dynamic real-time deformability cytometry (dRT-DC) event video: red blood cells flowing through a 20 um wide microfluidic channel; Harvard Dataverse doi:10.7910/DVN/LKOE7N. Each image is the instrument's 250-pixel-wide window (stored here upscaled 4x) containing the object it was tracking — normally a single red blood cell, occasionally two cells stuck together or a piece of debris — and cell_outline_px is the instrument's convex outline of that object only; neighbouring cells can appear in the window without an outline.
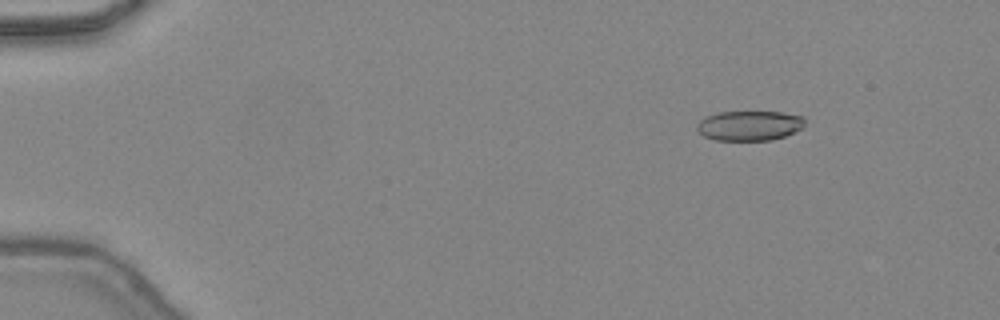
{"species": "common noctule bat (a hibernating species)", "species_latin": "Nyctalus noctula", "temperature_condition": "warm", "stored_images_in_passage": 48, "camera_frame_rate_fps": 3000, "um_per_image_px": 0.085, "animal": {"sex": "female", "body_mass_g": 24.6, "forearm_length_mm": 56.2}, "frame": {"image": 1, "passage_image": 7, "time_ms": 2.0, "image_size_px": [1000, 320], "cell_outline_px": [[804, 124], [800, 128], [784, 136], [772, 140], [716, 140], [704, 136], [696, 128], [696, 124], [704, 116], [720, 112], [784, 112], [804, 116]], "centroid_in_image_um": [63.68, 10.67], "position_along_channel_um": 21.3, "area_um2": 18.73}}
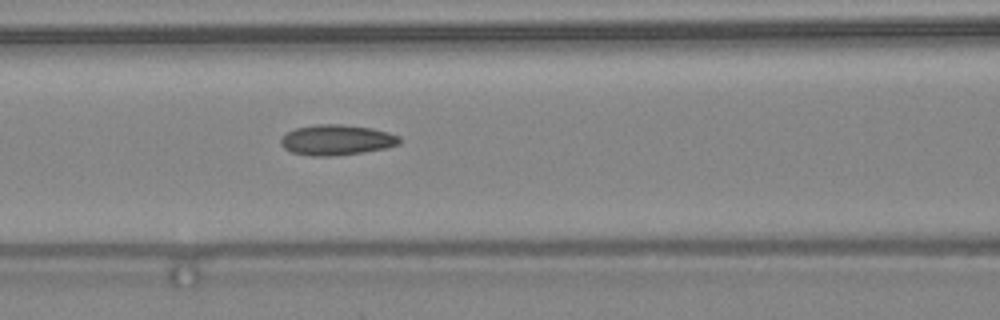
{"frame": {"image": 2, "passage_image": 22, "time_ms": 7.0, "image_size_px": [1000, 320], "cell_outline_px": [[400, 144], [384, 148], [364, 152], [332, 156], [308, 156], [292, 152], [284, 148], [280, 144], [280, 140], [288, 132], [296, 128], [316, 124], [340, 124], [372, 128], [388, 132], [400, 136]], "centroid_in_image_um": [28.61, 11.9], "position_along_channel_um": 138.0, "area_um2": 21.04}}
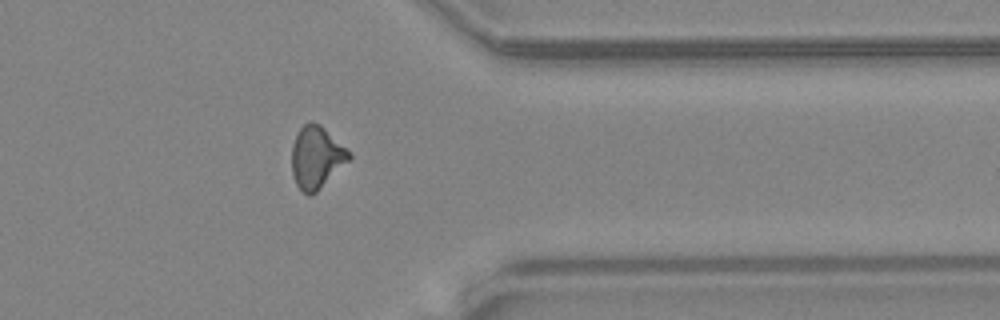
{"frame": {"image": 3, "passage_image": 39, "time_ms": 12.667, "image_size_px": [1000, 320], "cell_outline_px": [[352, 156], [312, 196], [308, 196], [296, 184], [292, 176], [292, 144], [300, 128], [308, 120], [312, 120], [320, 124], [352, 152]], "centroid_in_image_um": [26.89, 13.34], "position_along_channel_um": 384.5, "area_um2": 20.75}, "authors_computed_cell_mechanics": {"area_um2": 19.9988, "velocity_mm_per_s": 4.4939, "shape_relaxation_time_tau1_ms": null, "shape_relaxation_time_tau2_ms": 2.4692, "deformation_change_tau1": null, "deformation_change_tau2": 0.1131}}